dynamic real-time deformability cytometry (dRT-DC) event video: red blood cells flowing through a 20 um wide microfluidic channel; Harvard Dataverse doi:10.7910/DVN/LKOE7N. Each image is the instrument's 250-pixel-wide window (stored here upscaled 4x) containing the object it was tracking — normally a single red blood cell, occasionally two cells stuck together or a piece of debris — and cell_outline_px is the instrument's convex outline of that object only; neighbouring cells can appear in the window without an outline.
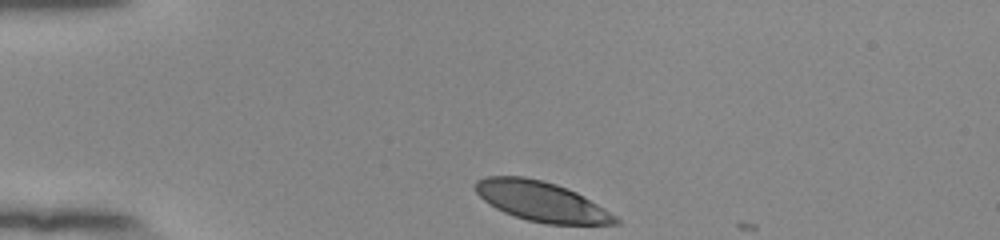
{"species": "human", "species_latin": "Homo sapiens", "temperature_condition": "room temperature", "stored_images_in_passage": 34, "camera_frame_rate_fps": 3000, "um_per_image_px": 0.085, "donor": {"sex": "female"}, "frame": {"image": 1, "passage_image": 1, "time_ms": 0.0, "image_size_px": [1000, 240], "cell_outline_px": [[620, 224], [548, 224], [528, 220], [504, 212], [488, 204], [476, 192], [472, 184], [476, 180], [488, 176], [524, 176], [556, 184], [568, 188], [584, 196], [616, 216], [620, 220]], "centroid_in_image_um": [45.99, 17.11], "position_along_channel_um": 39.0, "area_um2": 32.37}}
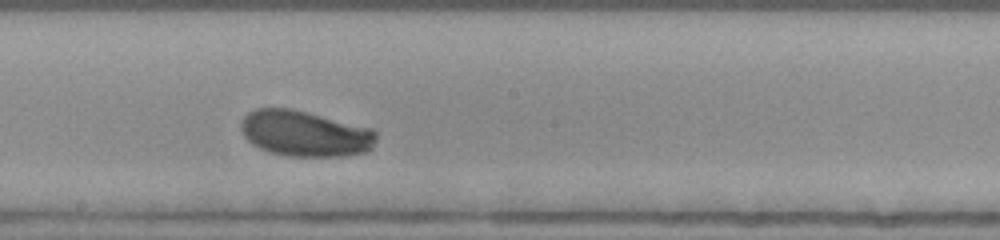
{"frame": {"image": 2, "passage_image": 19, "time_ms": 6.0, "image_size_px": [1000, 240], "cell_outline_px": [[376, 136], [372, 148], [368, 152], [344, 156], [288, 156], [272, 152], [260, 148], [252, 144], [244, 136], [240, 128], [240, 124], [244, 116], [248, 112], [256, 108], [292, 108], [372, 128], [376, 132]], "centroid_in_image_um": [25.92, 11.34], "position_along_channel_um": 222.3, "area_um2": 36.24}}
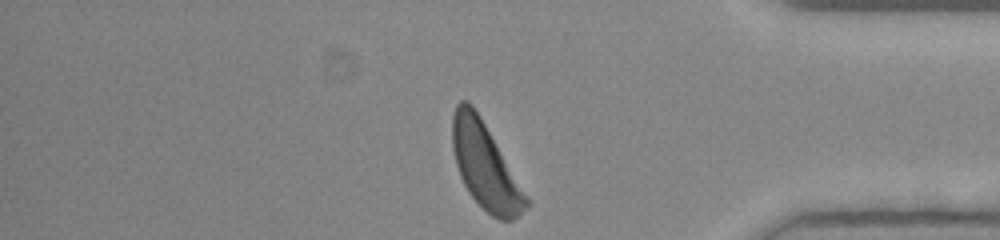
{"frame": {"image": 3, "passage_image": 34, "time_ms": 11.0, "image_size_px": [1000, 240], "cell_outline_px": [[532, 204], [528, 208], [512, 220], [500, 220], [492, 216], [468, 192], [460, 176], [456, 164], [452, 148], [452, 116], [456, 104], [460, 100], [468, 100], [472, 104], [480, 116], [532, 200]], "centroid_in_image_um": [41.28, 14.11], "position_along_channel_um": 393.9, "area_um2": 37.22}, "authors_computed_cell_mechanics": {"area_um2": 35.7782, "velocity_mm_per_s": 3.8355, "shape_relaxation_time_tau1_ms": 1.1105, "shape_relaxation_time_tau2_ms": null, "deformation_change_tau1": 0.0952, "deformation_change_tau2": null}}